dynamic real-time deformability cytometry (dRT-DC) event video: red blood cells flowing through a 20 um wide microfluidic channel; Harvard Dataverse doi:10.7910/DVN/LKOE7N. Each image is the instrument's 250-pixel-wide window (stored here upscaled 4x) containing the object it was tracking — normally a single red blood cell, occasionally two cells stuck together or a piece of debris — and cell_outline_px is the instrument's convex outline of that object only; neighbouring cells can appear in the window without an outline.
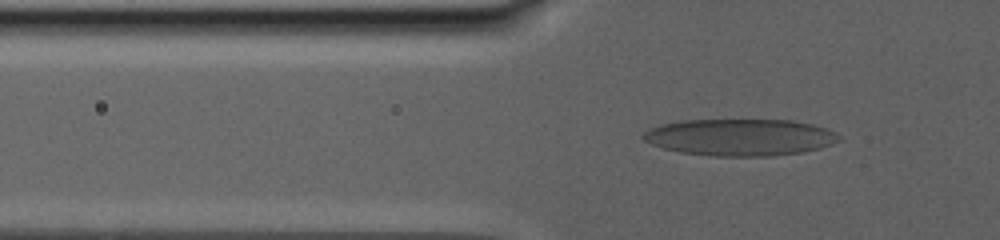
{"species": "human", "species_latin": "Homo sapiens", "temperature_condition": "warm", "stored_images_in_passage": 78, "camera_frame_rate_fps": 3000, "um_per_image_px": 0.085, "donor": {"sex": "male"}, "frame": {"image": 1, "passage_image": 19, "time_ms": 5.667, "image_size_px": [1000, 240], "cell_outline_px": [[844, 140], [820, 148], [800, 152], [772, 156], [716, 156], [680, 152], [664, 148], [652, 144], [644, 140], [640, 136], [644, 132], [660, 124], [680, 120], [792, 120], [812, 124], [824, 128], [832, 132]], "centroid_in_image_um": [62.89, 11.66], "position_along_channel_um": 62.9, "area_um2": 41.91}}
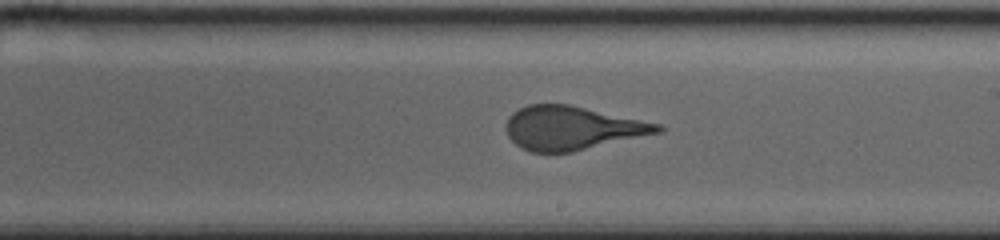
{"frame": {"image": 2, "passage_image": 44, "time_ms": 13.333, "image_size_px": [1000, 240], "cell_outline_px": [[664, 128], [660, 132], [572, 152], [532, 152], [520, 148], [508, 136], [508, 116], [512, 112], [528, 104], [568, 104], [660, 124]], "centroid_in_image_um": [48.6, 10.88], "position_along_channel_um": 240.4, "area_um2": 38.03}}
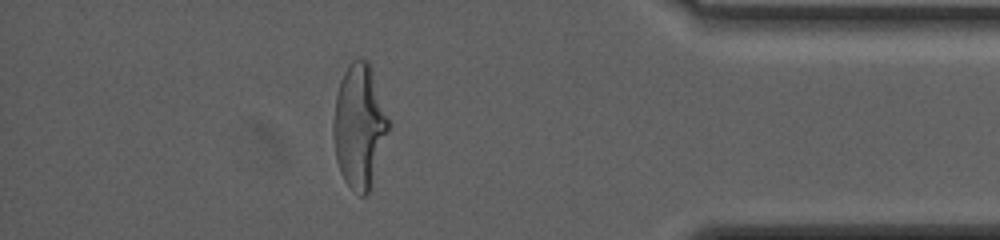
{"frame": {"image": 3, "passage_image": 69, "time_ms": 21.0, "image_size_px": [1000, 240], "cell_outline_px": [[392, 124], [368, 196], [360, 196], [344, 180], [340, 172], [336, 160], [332, 132], [332, 120], [336, 96], [344, 72], [352, 60], [368, 60]], "centroid_in_image_um": [30.56, 10.76], "position_along_channel_um": 404.6, "area_um2": 40.23}, "authors_computed_cell_mechanics": {"area_um2": 39.8242, "velocity_mm_per_s": 2.4777, "shape_relaxation_time_tau1_ms": 10.5423, "shape_relaxation_time_tau2_ms": null, "deformation_change_tau1": 0.2855, "deformation_change_tau2": null}}